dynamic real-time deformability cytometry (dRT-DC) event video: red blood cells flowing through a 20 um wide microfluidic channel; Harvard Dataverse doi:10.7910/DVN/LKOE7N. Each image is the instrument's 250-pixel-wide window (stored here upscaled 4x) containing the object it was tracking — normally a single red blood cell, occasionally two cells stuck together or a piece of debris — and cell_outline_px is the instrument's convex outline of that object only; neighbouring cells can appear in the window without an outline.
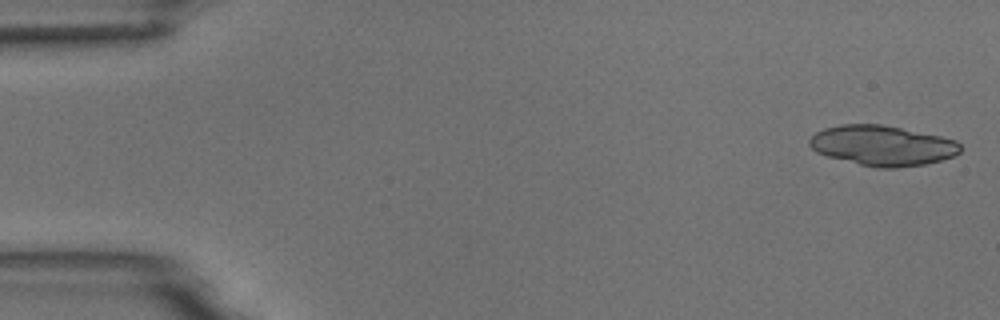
{"species": "common noctule bat (a hibernating species)", "species_latin": "Nyctalus noctula", "temperature_condition": "room temperature", "stored_images_in_passage": 5, "camera_frame_rate_fps": 3000, "um_per_image_px": 0.085, "animal": {"sex": "male", "body_mass_g": 18.8}, "frame": {"image": 1, "passage_image": 1, "time_ms": 0.0, "image_size_px": [1000, 320], "cell_outline_px": [[960, 152], [952, 156], [940, 160], [924, 164], [896, 168], [876, 168], [828, 156], [816, 152], [808, 144], [808, 140], [816, 132], [824, 128], [840, 124], [880, 124], [940, 136], [956, 140], [960, 144]], "centroid_in_image_um": [74.98, 12.37], "position_along_channel_um": 10.0, "area_um2": 35.08}}